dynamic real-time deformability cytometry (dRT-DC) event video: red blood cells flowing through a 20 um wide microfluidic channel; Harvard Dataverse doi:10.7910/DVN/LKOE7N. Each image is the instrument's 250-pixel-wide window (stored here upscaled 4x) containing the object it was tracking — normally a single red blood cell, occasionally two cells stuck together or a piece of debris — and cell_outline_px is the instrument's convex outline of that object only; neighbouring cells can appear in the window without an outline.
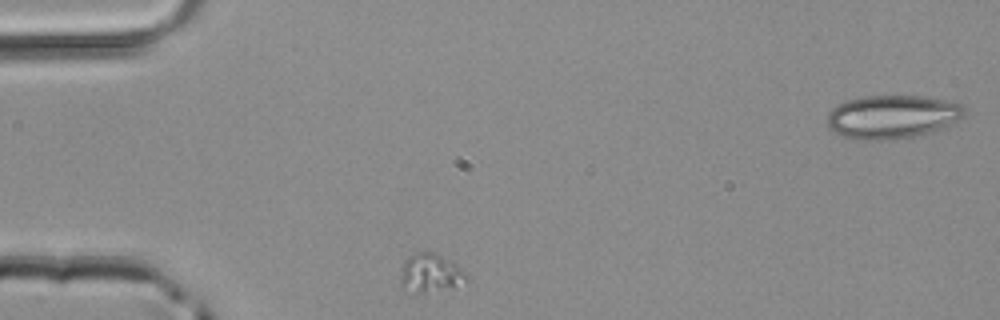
{"species": "common noctule bat (a hibernating species)", "species_latin": "Nyctalus noctula", "temperature_condition": "room temperature", "stored_images_in_passage": 28, "camera_frame_rate_fps": 3000, "um_per_image_px": 0.085, "animal": {"sex": "male", "body_mass_g": 20.4}, "frame": {"image": 1, "passage_image": 1, "time_ms": 0.0, "image_size_px": [1000, 320], "cell_outline_px": [[468, 280], [452, 288], [424, 292], [416, 292], [400, 288], [400, 268], [404, 260], [408, 256], [416, 252], [436, 252], [456, 264], [468, 276]], "centroid_in_image_um": [36.54, 23.2], "position_along_channel_um": 48.5, "area_um2": 15.03}}